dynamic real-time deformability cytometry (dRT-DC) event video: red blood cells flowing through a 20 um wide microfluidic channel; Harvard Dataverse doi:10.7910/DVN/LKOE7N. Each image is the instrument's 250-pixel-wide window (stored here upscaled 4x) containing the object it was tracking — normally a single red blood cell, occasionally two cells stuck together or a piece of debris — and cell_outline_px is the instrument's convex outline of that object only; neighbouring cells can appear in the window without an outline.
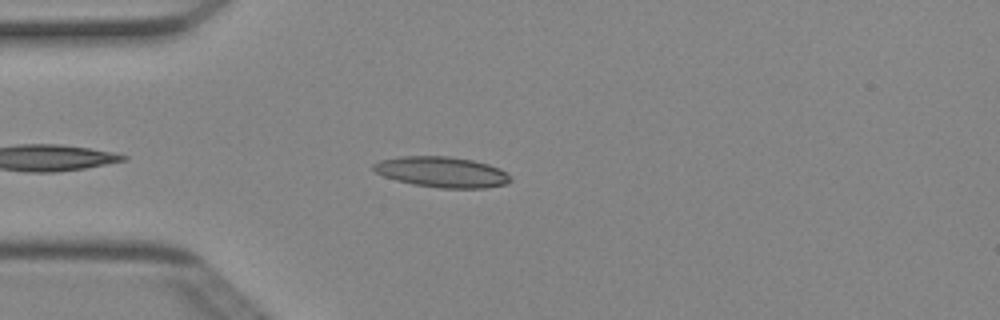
{"species": "Egyptian fruit bat (a non-hibernating species)", "species_latin": "Rousettus aegyptiacus", "temperature_condition": "cold", "stored_images_in_passage": 36, "camera_frame_rate_fps": 3000, "um_per_image_px": 0.085, "animal": {"sex": "female"}, "frame": {"image": 1, "passage_image": 5, "time_ms": 1.333, "image_size_px": [1000, 320], "cell_outline_px": [[512, 180], [504, 184], [484, 188], [440, 188], [412, 184], [396, 180], [384, 176], [376, 172], [372, 168], [372, 164], [380, 160], [400, 156], [448, 156], [472, 160], [488, 164], [500, 168]], "centroid_in_image_um": [37.52, 14.62], "position_along_channel_um": 47.5, "area_um2": 24.33}}
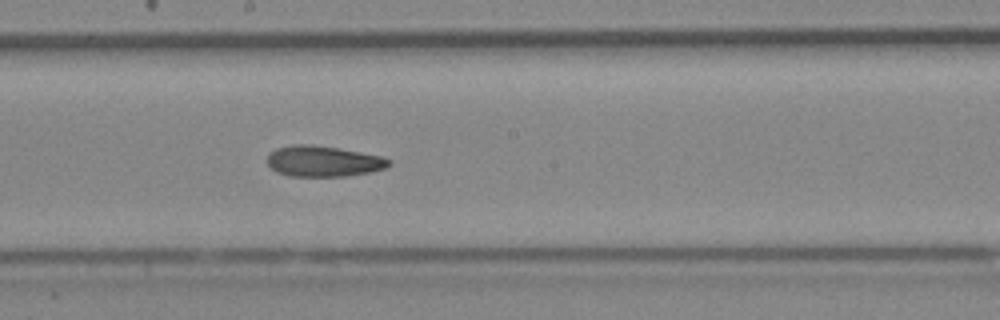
{"frame": {"image": 2, "passage_image": 19, "time_ms": 6.0, "image_size_px": [1000, 320], "cell_outline_px": [[392, 164], [388, 168], [368, 172], [344, 176], [292, 176], [276, 172], [268, 164], [268, 152], [276, 148], [292, 144], [312, 144], [384, 156], [392, 160]], "centroid_in_image_um": [27.5, 13.69], "position_along_channel_um": 220.7, "area_um2": 21.96}}
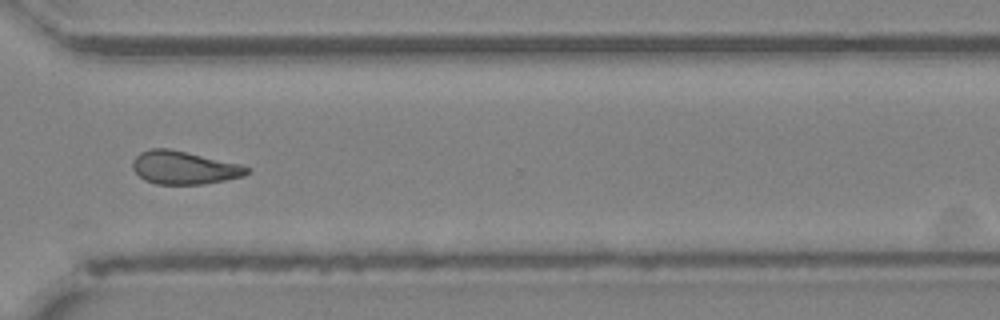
{"frame": {"image": 3, "passage_image": 29, "time_ms": 9.333, "image_size_px": [1000, 320], "cell_outline_px": [[248, 172], [244, 176], [204, 184], [156, 184], [144, 180], [132, 168], [132, 160], [140, 152], [152, 148], [168, 148], [240, 164], [248, 168]], "centroid_in_image_um": [15.6, 14.25], "position_along_channel_um": 355.0, "area_um2": 21.85}, "authors_computed_cell_mechanics": {"area_um2": 22.1952, "velocity_mm_per_s": 4.013, "shape_relaxation_time_tau1_ms": null, "shape_relaxation_time_tau2_ms": 6.4621, "deformation_change_tau1": null, "deformation_change_tau2": 0.1622}}